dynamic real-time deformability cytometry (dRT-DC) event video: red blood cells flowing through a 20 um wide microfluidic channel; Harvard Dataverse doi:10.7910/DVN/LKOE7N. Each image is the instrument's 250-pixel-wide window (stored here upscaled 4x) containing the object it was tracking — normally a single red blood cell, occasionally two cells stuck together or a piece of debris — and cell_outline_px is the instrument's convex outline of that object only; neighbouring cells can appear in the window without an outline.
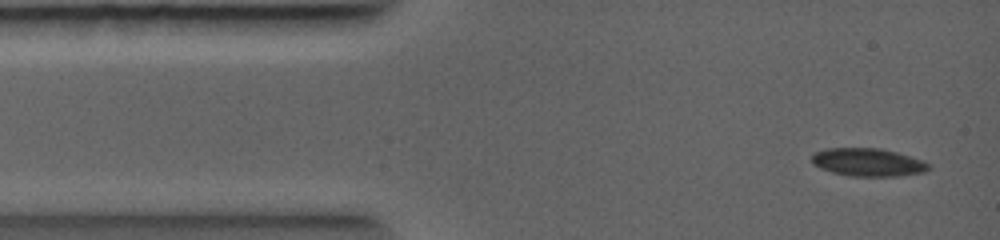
{"species": "common noctule bat (a hibernating species)", "species_latin": "Nyctalus noctula", "temperature_condition": "warm", "stored_images_in_passage": 2, "camera_frame_rate_fps": 5000, "um_per_image_px": 0.085, "animal": {"sex": "female", "body_mass_g": 19.0, "forearm_length_mm": 56.7}, "frame": {"image": 1, "passage_image": 1, "time_ms": 0.0, "image_size_px": [1000, 240], "cell_outline_px": [[928, 168], [920, 172], [876, 176], [864, 176], [836, 172], [824, 168], [816, 164], [812, 160], [812, 156], [816, 152], [832, 148], [876, 148], [892, 152], [916, 160], [924, 164]], "centroid_in_image_um": [73.65, 13.76], "position_along_channel_um": 11.4, "area_um2": 17.22}}